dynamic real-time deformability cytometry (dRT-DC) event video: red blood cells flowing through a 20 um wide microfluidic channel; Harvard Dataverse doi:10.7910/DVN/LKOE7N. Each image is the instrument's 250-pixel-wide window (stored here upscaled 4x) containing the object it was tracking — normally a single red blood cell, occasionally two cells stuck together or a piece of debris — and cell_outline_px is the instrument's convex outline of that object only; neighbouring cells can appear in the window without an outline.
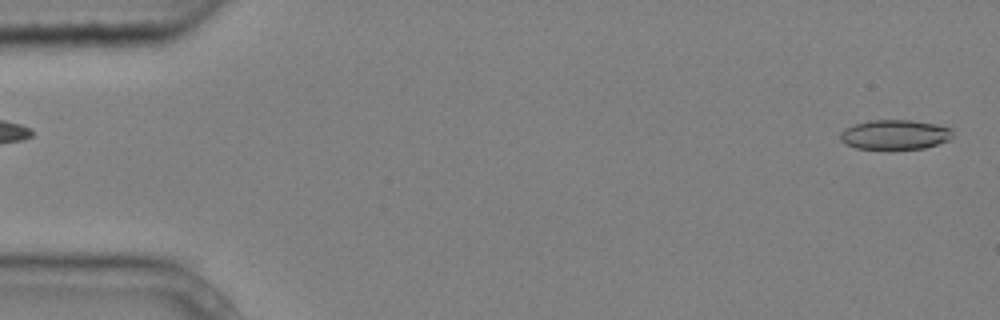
{"species": "common noctule bat (a hibernating species)", "species_latin": "Nyctalus noctula", "temperature_condition": "cold", "stored_images_in_passage": 6, "segment_of_instrument_passage": [2, 2], "camera_frame_rate_fps": 3000, "um_per_image_px": 0.085, "animal": {"sex": "male", "body_mass_g": 20.4}, "frame": {"image": 1, "passage_image": 6, "time_ms": 1.667, "image_size_px": [1000, 320], "cell_outline_px": [[952, 136], [948, 140], [924, 148], [892, 152], [888, 152], [856, 148], [844, 144], [840, 140], [840, 132], [844, 128], [868, 120], [912, 120], [936, 124], [952, 128]], "centroid_in_image_um": [76.02, 11.49], "position_along_channel_um": 9.0, "area_um2": 20.35}}